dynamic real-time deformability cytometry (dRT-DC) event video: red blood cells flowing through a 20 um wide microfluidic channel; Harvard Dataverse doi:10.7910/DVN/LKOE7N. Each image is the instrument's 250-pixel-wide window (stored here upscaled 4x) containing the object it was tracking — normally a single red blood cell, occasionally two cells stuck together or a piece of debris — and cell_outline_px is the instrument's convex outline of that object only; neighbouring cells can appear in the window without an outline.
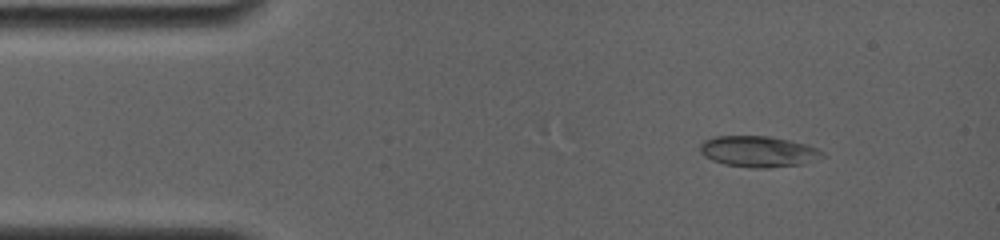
{"species": "common noctule bat (a hibernating species)", "species_latin": "Nyctalus noctula", "temperature_condition": "room temperature", "stored_images_in_passage": 8, "camera_frame_rate_fps": 4000, "um_per_image_px": 0.085, "animal": {"sex": "female", "body_mass_g": 19.0, "forearm_length_mm": 56.7}, "frame": {"image": 1, "passage_image": 2, "time_ms": 1.25, "image_size_px": [1000, 240], "cell_outline_px": [[828, 156], [804, 164], [768, 168], [752, 168], [724, 164], [712, 160], [704, 156], [700, 152], [700, 144], [704, 140], [716, 136], [768, 136], [808, 144], [824, 152]], "centroid_in_image_um": [64.5, 12.89], "position_along_channel_um": 20.5, "area_um2": 22.37}}
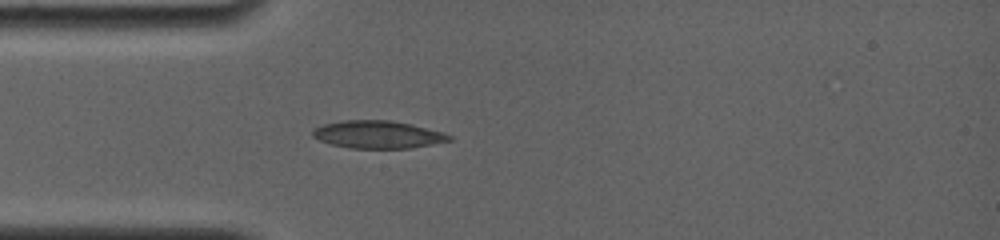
{"frame": {"image": 2, "passage_image": 6, "time_ms": 3.75, "image_size_px": [1000, 240], "cell_outline_px": [[452, 140], [412, 148], [348, 148], [332, 144], [320, 140], [312, 136], [312, 128], [324, 124], [344, 120], [392, 120], [412, 124], [444, 132], [452, 136]], "centroid_in_image_um": [32.13, 11.43], "position_along_channel_um": 52.9, "area_um2": 22.08}}
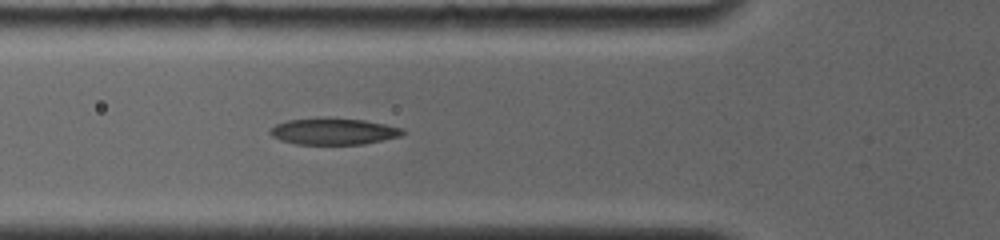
{"frame": {"image": 3, "passage_image": 8, "time_ms": 5.0, "image_size_px": [1000, 240], "cell_outline_px": [[404, 132], [400, 136], [364, 144], [296, 144], [280, 140], [272, 136], [268, 132], [276, 124], [288, 120], [324, 116], [364, 120], [384, 124], [400, 128]], "centroid_in_image_um": [28.3, 11.15], "position_along_channel_um": 97.5, "area_um2": 20.58}}